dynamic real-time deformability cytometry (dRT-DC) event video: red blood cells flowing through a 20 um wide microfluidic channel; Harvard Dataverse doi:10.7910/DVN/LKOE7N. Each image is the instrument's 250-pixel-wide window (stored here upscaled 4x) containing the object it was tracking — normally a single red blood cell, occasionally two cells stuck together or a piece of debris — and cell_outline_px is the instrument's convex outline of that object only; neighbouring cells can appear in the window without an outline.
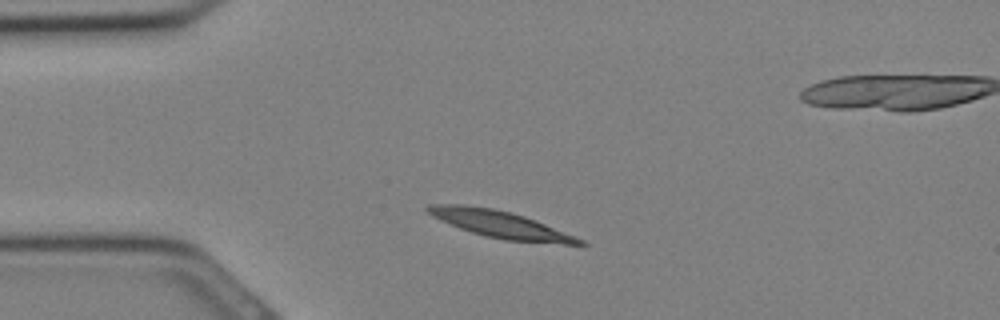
{"species": "Egyptian fruit bat (a non-hibernating species)", "species_latin": "Rousettus aegyptiacus", "temperature_condition": "cold", "stored_images_in_passage": 23, "camera_frame_rate_fps": 3000, "um_per_image_px": 0.085, "animal": {"sex": "female"}, "frame": {"image": 1, "passage_image": 1, "time_ms": 0.0, "image_size_px": [1000, 320], "cell_outline_px": [[588, 244], [564, 244], [504, 240], [484, 236], [460, 228], [432, 216], [424, 208], [428, 204], [464, 204], [492, 208], [524, 216], [536, 220], [584, 240]], "centroid_in_image_um": [42.51, 19.06], "position_along_channel_um": 42.5, "area_um2": 23.64}}
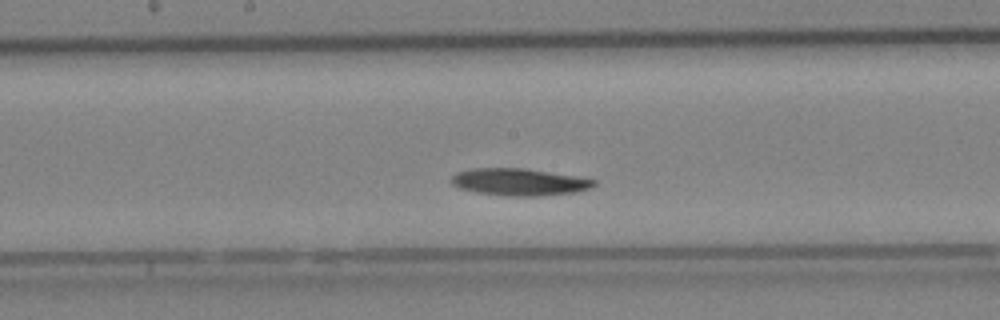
{"frame": {"image": 2, "passage_image": 10, "time_ms": 3.0, "image_size_px": [1000, 320], "cell_outline_px": [[596, 184], [592, 188], [576, 192], [540, 196], [512, 196], [476, 192], [460, 188], [452, 184], [448, 180], [456, 172], [468, 168], [524, 168], [576, 176], [596, 180]], "centroid_in_image_um": [44.11, 15.46], "position_along_channel_um": 204.1, "area_um2": 22.66}}
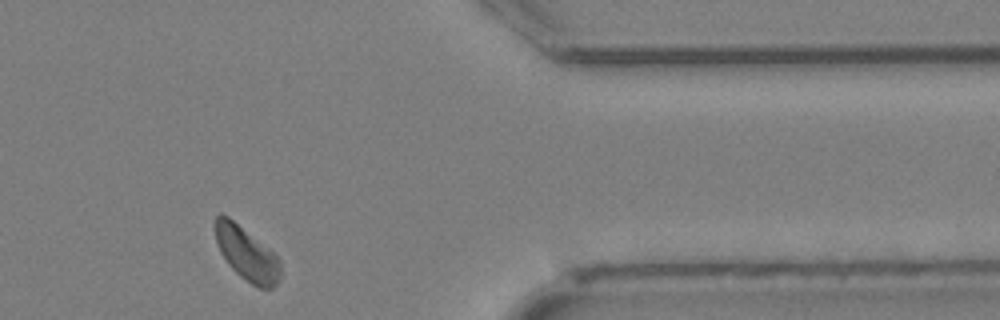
{"frame": {"image": 3, "passage_image": 20, "time_ms": 6.333, "image_size_px": [1000, 320], "cell_outline_px": [[280, 276], [276, 284], [272, 288], [260, 288], [252, 284], [240, 276], [228, 264], [220, 252], [216, 244], [212, 224], [216, 216], [220, 212], [228, 216], [268, 248], [280, 260]], "centroid_in_image_um": [20.9, 21.52], "position_along_channel_um": 390.5, "area_um2": 20.4}}